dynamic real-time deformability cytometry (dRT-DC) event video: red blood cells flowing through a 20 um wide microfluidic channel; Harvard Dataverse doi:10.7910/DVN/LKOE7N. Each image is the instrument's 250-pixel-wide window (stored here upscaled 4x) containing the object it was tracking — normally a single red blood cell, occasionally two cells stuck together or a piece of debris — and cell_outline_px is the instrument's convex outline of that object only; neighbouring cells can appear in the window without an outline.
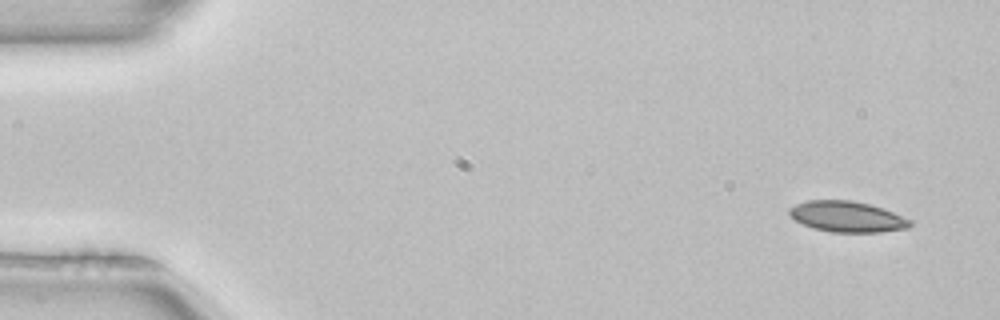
{"species": "common noctule bat (a hibernating species)", "species_latin": "Nyctalus noctula", "temperature_condition": "room temperature", "stored_images_in_passage": 3, "camera_frame_rate_fps": 3000, "um_per_image_px": 0.085, "animal": {"sex": "female", "body_mass_g": 22.7, "forearm_length_mm": 54.2}, "frame": {"image": 1, "passage_image": 1, "time_ms": 0.0, "image_size_px": [1000, 320], "cell_outline_px": [[912, 224], [908, 228], [880, 232], [832, 232], [812, 228], [796, 220], [788, 212], [788, 208], [796, 204], [808, 200], [852, 200], [884, 208], [912, 220]], "centroid_in_image_um": [72.02, 18.41], "position_along_channel_um": 13.0, "area_um2": 21.68}}